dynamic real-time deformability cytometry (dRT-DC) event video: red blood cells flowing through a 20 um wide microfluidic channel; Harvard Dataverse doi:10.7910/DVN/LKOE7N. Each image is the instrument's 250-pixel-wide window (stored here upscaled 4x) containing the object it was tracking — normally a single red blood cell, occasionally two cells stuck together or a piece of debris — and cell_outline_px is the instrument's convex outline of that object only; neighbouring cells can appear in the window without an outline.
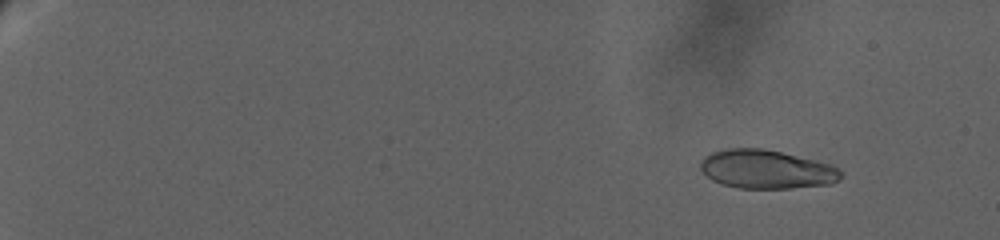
{"species": "human", "species_latin": "Homo sapiens", "temperature_condition": "warm", "stored_images_in_passage": 14, "camera_frame_rate_fps": 3000, "um_per_image_px": 0.085, "donor": {"sex": "female"}, "frame": {"image": 1, "passage_image": 4, "time_ms": 3.0, "image_size_px": [1000, 240], "cell_outline_px": [[844, 172], [840, 180], [832, 184], [792, 188], [736, 188], [712, 180], [700, 168], [700, 160], [704, 156], [712, 152], [724, 148], [764, 148], [816, 160], [832, 164], [840, 168]], "centroid_in_image_um": [65.2, 14.38], "position_along_channel_um": 19.8, "area_um2": 32.08}}
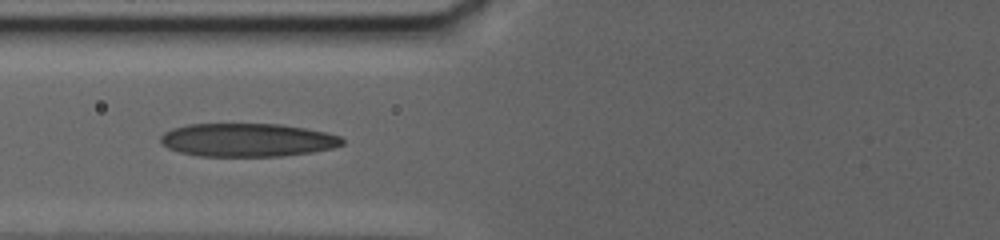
{"frame": {"image": 2, "passage_image": 13, "time_ms": 12.0, "image_size_px": [1000, 240], "cell_outline_px": [[344, 144], [332, 148], [312, 152], [280, 156], [200, 156], [180, 152], [168, 148], [160, 140], [160, 136], [164, 132], [172, 128], [188, 124], [280, 124], [304, 128], [324, 132], [340, 136], [344, 140]], "centroid_in_image_um": [21.02, 11.9], "position_along_channel_um": 104.8, "area_um2": 35.2}}
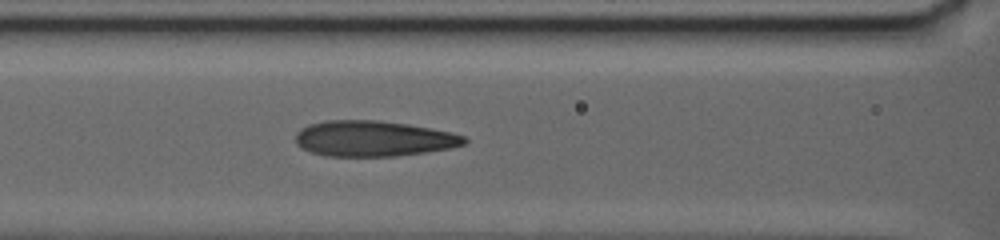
{"frame": {"image": 3, "passage_image": 14, "time_ms": 13.0, "image_size_px": [1000, 240], "cell_outline_px": [[468, 140], [464, 144], [452, 148], [428, 152], [396, 156], [328, 156], [312, 152], [296, 144], [296, 132], [300, 128], [308, 124], [328, 120], [380, 120], [408, 124], [452, 132], [464, 136]], "centroid_in_image_um": [31.76, 11.77], "position_along_channel_um": 134.8, "area_um2": 35.2}}